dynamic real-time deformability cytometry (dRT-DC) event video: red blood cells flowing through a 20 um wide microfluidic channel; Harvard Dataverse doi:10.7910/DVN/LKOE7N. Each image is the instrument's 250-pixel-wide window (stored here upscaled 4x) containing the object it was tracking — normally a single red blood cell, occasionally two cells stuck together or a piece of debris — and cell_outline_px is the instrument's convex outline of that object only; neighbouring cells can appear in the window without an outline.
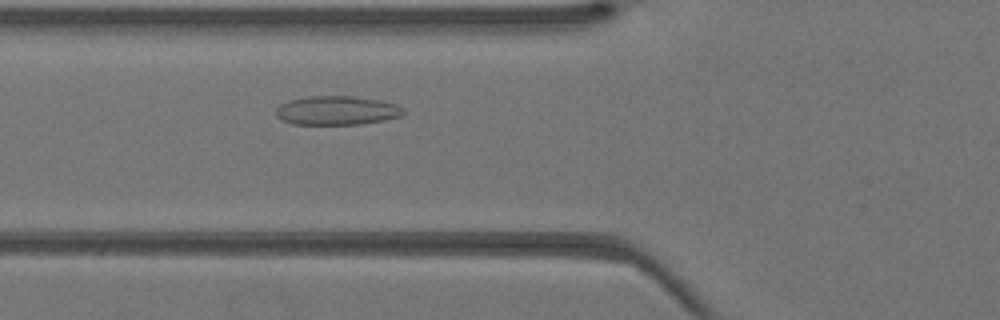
{"species": "Egyptian fruit bat (a non-hibernating species)", "species_latin": "Rousettus aegyptiacus", "temperature_condition": "warm", "stored_images_in_passage": 24, "camera_frame_rate_fps": 3000, "um_per_image_px": 0.085, "animal": {"sex": "female"}, "frame": {"image": 1, "passage_image": 3, "time_ms": 0.667, "image_size_px": [1000, 320], "cell_outline_px": [[404, 112], [400, 116], [384, 120], [360, 124], [292, 124], [280, 120], [276, 116], [276, 108], [280, 104], [288, 100], [308, 96], [352, 96], [380, 100], [396, 104], [404, 108]], "centroid_in_image_um": [28.6, 9.39], "position_along_channel_um": 97.2, "area_um2": 21.62}}
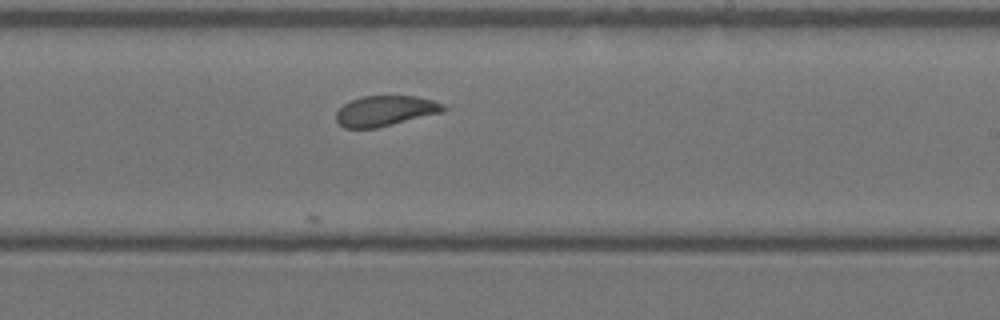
{"frame": {"image": 2, "passage_image": 13, "time_ms": 4.0, "image_size_px": [1000, 320], "cell_outline_px": [[448, 108], [444, 112], [376, 128], [344, 128], [336, 120], [336, 112], [344, 104], [352, 100], [364, 96], [416, 96], [432, 100], [444, 104]], "centroid_in_image_um": [32.78, 9.42], "position_along_channel_um": 256.2, "area_um2": 18.96}}
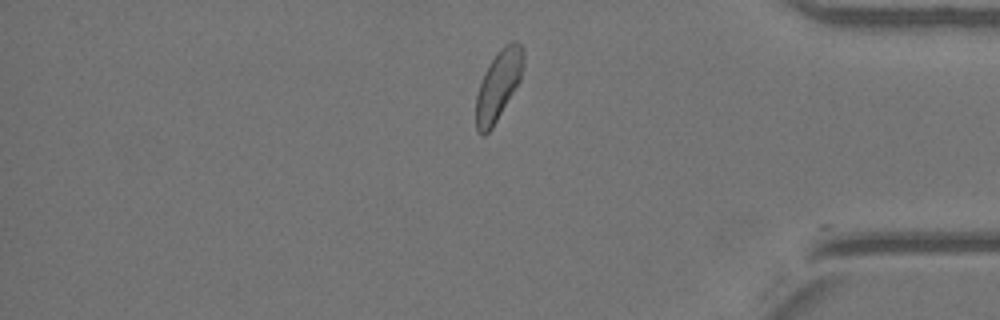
{"frame": {"image": 3, "passage_image": 23, "time_ms": 7.333, "image_size_px": [1000, 320], "cell_outline_px": [[524, 64], [520, 80], [492, 128], [484, 136], [476, 128], [476, 96], [484, 72], [496, 52], [500, 48], [512, 40], [516, 40], [524, 48]], "centroid_in_image_um": [42.38, 7.19], "position_along_channel_um": 392.8, "area_um2": 19.19}}